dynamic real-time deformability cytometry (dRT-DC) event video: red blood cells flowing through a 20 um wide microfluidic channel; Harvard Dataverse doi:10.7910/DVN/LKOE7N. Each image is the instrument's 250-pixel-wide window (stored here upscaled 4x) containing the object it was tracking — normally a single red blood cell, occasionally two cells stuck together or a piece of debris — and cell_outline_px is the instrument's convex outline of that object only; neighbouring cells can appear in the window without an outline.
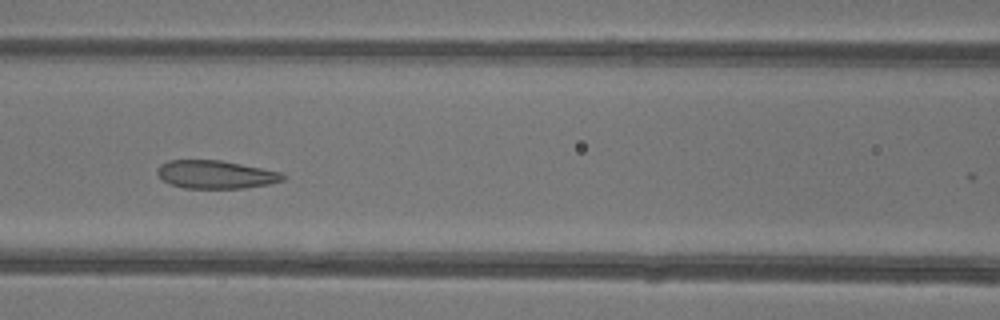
{"species": "common noctule bat (a hibernating species)", "species_latin": "Nyctalus noctula", "temperature_condition": "warm", "stored_images_in_passage": 18, "camera_frame_rate_fps": 3000, "um_per_image_px": 0.085, "animal": {"sex": "female"}, "frame": {"image": 1, "passage_image": 15, "time_ms": 4.667, "image_size_px": [1000, 320], "cell_outline_px": [[284, 180], [268, 184], [244, 188], [184, 188], [168, 184], [156, 172], [156, 168], [160, 164], [168, 160], [220, 160], [280, 172], [284, 176]], "centroid_in_image_um": [18.27, 14.83], "position_along_channel_um": 148.3, "area_um2": 20.46}}